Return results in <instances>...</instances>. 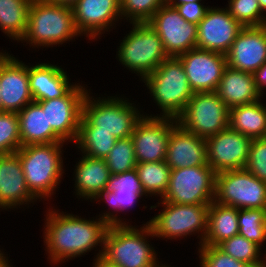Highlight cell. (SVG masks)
Wrapping results in <instances>:
<instances>
[{
	"instance_id": "obj_16",
	"label": "cell",
	"mask_w": 266,
	"mask_h": 267,
	"mask_svg": "<svg viewBox=\"0 0 266 267\" xmlns=\"http://www.w3.org/2000/svg\"><path fill=\"white\" fill-rule=\"evenodd\" d=\"M177 58L193 92H215L227 67L225 54L193 48Z\"/></svg>"
},
{
	"instance_id": "obj_20",
	"label": "cell",
	"mask_w": 266,
	"mask_h": 267,
	"mask_svg": "<svg viewBox=\"0 0 266 267\" xmlns=\"http://www.w3.org/2000/svg\"><path fill=\"white\" fill-rule=\"evenodd\" d=\"M227 66L254 73L266 63V25L243 27L225 54Z\"/></svg>"
},
{
	"instance_id": "obj_21",
	"label": "cell",
	"mask_w": 266,
	"mask_h": 267,
	"mask_svg": "<svg viewBox=\"0 0 266 267\" xmlns=\"http://www.w3.org/2000/svg\"><path fill=\"white\" fill-rule=\"evenodd\" d=\"M165 161L171 170L208 165L206 140L177 123L168 138Z\"/></svg>"
},
{
	"instance_id": "obj_31",
	"label": "cell",
	"mask_w": 266,
	"mask_h": 267,
	"mask_svg": "<svg viewBox=\"0 0 266 267\" xmlns=\"http://www.w3.org/2000/svg\"><path fill=\"white\" fill-rule=\"evenodd\" d=\"M218 247L237 261L251 267H266V257L262 259L261 247L239 234L224 240ZM262 259V260H261Z\"/></svg>"
},
{
	"instance_id": "obj_12",
	"label": "cell",
	"mask_w": 266,
	"mask_h": 267,
	"mask_svg": "<svg viewBox=\"0 0 266 267\" xmlns=\"http://www.w3.org/2000/svg\"><path fill=\"white\" fill-rule=\"evenodd\" d=\"M162 40L168 57H178L196 48L197 24L187 22L168 2L148 21Z\"/></svg>"
},
{
	"instance_id": "obj_42",
	"label": "cell",
	"mask_w": 266,
	"mask_h": 267,
	"mask_svg": "<svg viewBox=\"0 0 266 267\" xmlns=\"http://www.w3.org/2000/svg\"><path fill=\"white\" fill-rule=\"evenodd\" d=\"M201 1L188 2L180 5H171L175 7L179 14L189 23L199 24L205 17L209 7L200 3Z\"/></svg>"
},
{
	"instance_id": "obj_37",
	"label": "cell",
	"mask_w": 266,
	"mask_h": 267,
	"mask_svg": "<svg viewBox=\"0 0 266 267\" xmlns=\"http://www.w3.org/2000/svg\"><path fill=\"white\" fill-rule=\"evenodd\" d=\"M165 3V0H120L122 19L130 23L148 22L154 13Z\"/></svg>"
},
{
	"instance_id": "obj_7",
	"label": "cell",
	"mask_w": 266,
	"mask_h": 267,
	"mask_svg": "<svg viewBox=\"0 0 266 267\" xmlns=\"http://www.w3.org/2000/svg\"><path fill=\"white\" fill-rule=\"evenodd\" d=\"M133 28L118 48V59L143 80L168 58L162 40L148 22L131 23Z\"/></svg>"
},
{
	"instance_id": "obj_5",
	"label": "cell",
	"mask_w": 266,
	"mask_h": 267,
	"mask_svg": "<svg viewBox=\"0 0 266 267\" xmlns=\"http://www.w3.org/2000/svg\"><path fill=\"white\" fill-rule=\"evenodd\" d=\"M78 35L70 6L33 0L28 12L27 29L20 41H28L27 44L34 47H52Z\"/></svg>"
},
{
	"instance_id": "obj_3",
	"label": "cell",
	"mask_w": 266,
	"mask_h": 267,
	"mask_svg": "<svg viewBox=\"0 0 266 267\" xmlns=\"http://www.w3.org/2000/svg\"><path fill=\"white\" fill-rule=\"evenodd\" d=\"M89 95L87 92L82 105L79 131H105L116 139H123L131 136L144 116L134 103L124 98L112 96L94 100Z\"/></svg>"
},
{
	"instance_id": "obj_15",
	"label": "cell",
	"mask_w": 266,
	"mask_h": 267,
	"mask_svg": "<svg viewBox=\"0 0 266 267\" xmlns=\"http://www.w3.org/2000/svg\"><path fill=\"white\" fill-rule=\"evenodd\" d=\"M205 140L207 163L216 174L245 169L251 138L228 127Z\"/></svg>"
},
{
	"instance_id": "obj_23",
	"label": "cell",
	"mask_w": 266,
	"mask_h": 267,
	"mask_svg": "<svg viewBox=\"0 0 266 267\" xmlns=\"http://www.w3.org/2000/svg\"><path fill=\"white\" fill-rule=\"evenodd\" d=\"M28 75L34 102L62 97L74 86L62 68L49 63L28 66Z\"/></svg>"
},
{
	"instance_id": "obj_48",
	"label": "cell",
	"mask_w": 266,
	"mask_h": 267,
	"mask_svg": "<svg viewBox=\"0 0 266 267\" xmlns=\"http://www.w3.org/2000/svg\"><path fill=\"white\" fill-rule=\"evenodd\" d=\"M261 10L266 12V0H258Z\"/></svg>"
},
{
	"instance_id": "obj_29",
	"label": "cell",
	"mask_w": 266,
	"mask_h": 267,
	"mask_svg": "<svg viewBox=\"0 0 266 267\" xmlns=\"http://www.w3.org/2000/svg\"><path fill=\"white\" fill-rule=\"evenodd\" d=\"M33 0H0V29L10 39L20 41L27 29Z\"/></svg>"
},
{
	"instance_id": "obj_36",
	"label": "cell",
	"mask_w": 266,
	"mask_h": 267,
	"mask_svg": "<svg viewBox=\"0 0 266 267\" xmlns=\"http://www.w3.org/2000/svg\"><path fill=\"white\" fill-rule=\"evenodd\" d=\"M229 13L243 27L266 25V15L262 14L258 0H229Z\"/></svg>"
},
{
	"instance_id": "obj_26",
	"label": "cell",
	"mask_w": 266,
	"mask_h": 267,
	"mask_svg": "<svg viewBox=\"0 0 266 267\" xmlns=\"http://www.w3.org/2000/svg\"><path fill=\"white\" fill-rule=\"evenodd\" d=\"M76 195L90 201L101 191L107 189L111 173L105 159L82 155L75 169Z\"/></svg>"
},
{
	"instance_id": "obj_33",
	"label": "cell",
	"mask_w": 266,
	"mask_h": 267,
	"mask_svg": "<svg viewBox=\"0 0 266 267\" xmlns=\"http://www.w3.org/2000/svg\"><path fill=\"white\" fill-rule=\"evenodd\" d=\"M116 141L117 139L110 132L79 131L75 143L82 154L91 158L105 159Z\"/></svg>"
},
{
	"instance_id": "obj_11",
	"label": "cell",
	"mask_w": 266,
	"mask_h": 267,
	"mask_svg": "<svg viewBox=\"0 0 266 267\" xmlns=\"http://www.w3.org/2000/svg\"><path fill=\"white\" fill-rule=\"evenodd\" d=\"M229 108L215 92H194L178 123L201 138H209L228 128Z\"/></svg>"
},
{
	"instance_id": "obj_50",
	"label": "cell",
	"mask_w": 266,
	"mask_h": 267,
	"mask_svg": "<svg viewBox=\"0 0 266 267\" xmlns=\"http://www.w3.org/2000/svg\"><path fill=\"white\" fill-rule=\"evenodd\" d=\"M160 267H170V266L162 264Z\"/></svg>"
},
{
	"instance_id": "obj_40",
	"label": "cell",
	"mask_w": 266,
	"mask_h": 267,
	"mask_svg": "<svg viewBox=\"0 0 266 267\" xmlns=\"http://www.w3.org/2000/svg\"><path fill=\"white\" fill-rule=\"evenodd\" d=\"M141 195L135 191H110L105 189L104 191L99 192L93 200L98 199L105 200L110 207L113 208V211H124L128 207L134 205L138 201Z\"/></svg>"
},
{
	"instance_id": "obj_27",
	"label": "cell",
	"mask_w": 266,
	"mask_h": 267,
	"mask_svg": "<svg viewBox=\"0 0 266 267\" xmlns=\"http://www.w3.org/2000/svg\"><path fill=\"white\" fill-rule=\"evenodd\" d=\"M257 102L229 109L228 127L251 139L266 136V105Z\"/></svg>"
},
{
	"instance_id": "obj_28",
	"label": "cell",
	"mask_w": 266,
	"mask_h": 267,
	"mask_svg": "<svg viewBox=\"0 0 266 267\" xmlns=\"http://www.w3.org/2000/svg\"><path fill=\"white\" fill-rule=\"evenodd\" d=\"M238 233V209L215 201L209 204L207 232L202 245L218 246Z\"/></svg>"
},
{
	"instance_id": "obj_41",
	"label": "cell",
	"mask_w": 266,
	"mask_h": 267,
	"mask_svg": "<svg viewBox=\"0 0 266 267\" xmlns=\"http://www.w3.org/2000/svg\"><path fill=\"white\" fill-rule=\"evenodd\" d=\"M107 189L114 191H135L141 196H147L143 191L136 169L125 173L111 175Z\"/></svg>"
},
{
	"instance_id": "obj_13",
	"label": "cell",
	"mask_w": 266,
	"mask_h": 267,
	"mask_svg": "<svg viewBox=\"0 0 266 267\" xmlns=\"http://www.w3.org/2000/svg\"><path fill=\"white\" fill-rule=\"evenodd\" d=\"M75 84L64 96L36 102L46 110L47 125L65 142H76L82 116V105L88 92Z\"/></svg>"
},
{
	"instance_id": "obj_35",
	"label": "cell",
	"mask_w": 266,
	"mask_h": 267,
	"mask_svg": "<svg viewBox=\"0 0 266 267\" xmlns=\"http://www.w3.org/2000/svg\"><path fill=\"white\" fill-rule=\"evenodd\" d=\"M20 148L18 114L16 112H0V155L16 153Z\"/></svg>"
},
{
	"instance_id": "obj_45",
	"label": "cell",
	"mask_w": 266,
	"mask_h": 267,
	"mask_svg": "<svg viewBox=\"0 0 266 267\" xmlns=\"http://www.w3.org/2000/svg\"><path fill=\"white\" fill-rule=\"evenodd\" d=\"M94 263H93V267H116L113 264L108 263L107 261H105L102 257H96L94 259Z\"/></svg>"
},
{
	"instance_id": "obj_39",
	"label": "cell",
	"mask_w": 266,
	"mask_h": 267,
	"mask_svg": "<svg viewBox=\"0 0 266 267\" xmlns=\"http://www.w3.org/2000/svg\"><path fill=\"white\" fill-rule=\"evenodd\" d=\"M245 169L266 183V139H252Z\"/></svg>"
},
{
	"instance_id": "obj_9",
	"label": "cell",
	"mask_w": 266,
	"mask_h": 267,
	"mask_svg": "<svg viewBox=\"0 0 266 267\" xmlns=\"http://www.w3.org/2000/svg\"><path fill=\"white\" fill-rule=\"evenodd\" d=\"M214 201L237 209H266V183L246 169L217 173Z\"/></svg>"
},
{
	"instance_id": "obj_34",
	"label": "cell",
	"mask_w": 266,
	"mask_h": 267,
	"mask_svg": "<svg viewBox=\"0 0 266 267\" xmlns=\"http://www.w3.org/2000/svg\"><path fill=\"white\" fill-rule=\"evenodd\" d=\"M105 162L111 175H117L135 169L137 162L131 136L117 139L110 153L105 158Z\"/></svg>"
},
{
	"instance_id": "obj_47",
	"label": "cell",
	"mask_w": 266,
	"mask_h": 267,
	"mask_svg": "<svg viewBox=\"0 0 266 267\" xmlns=\"http://www.w3.org/2000/svg\"><path fill=\"white\" fill-rule=\"evenodd\" d=\"M195 1H202V0H168L167 2L170 5H180L188 2H195Z\"/></svg>"
},
{
	"instance_id": "obj_8",
	"label": "cell",
	"mask_w": 266,
	"mask_h": 267,
	"mask_svg": "<svg viewBox=\"0 0 266 267\" xmlns=\"http://www.w3.org/2000/svg\"><path fill=\"white\" fill-rule=\"evenodd\" d=\"M164 208L149 222L155 237L176 239L187 235L200 234L199 245L202 246L208 221L209 204H177L162 202Z\"/></svg>"
},
{
	"instance_id": "obj_49",
	"label": "cell",
	"mask_w": 266,
	"mask_h": 267,
	"mask_svg": "<svg viewBox=\"0 0 266 267\" xmlns=\"http://www.w3.org/2000/svg\"><path fill=\"white\" fill-rule=\"evenodd\" d=\"M0 112H1V85H0Z\"/></svg>"
},
{
	"instance_id": "obj_14",
	"label": "cell",
	"mask_w": 266,
	"mask_h": 267,
	"mask_svg": "<svg viewBox=\"0 0 266 267\" xmlns=\"http://www.w3.org/2000/svg\"><path fill=\"white\" fill-rule=\"evenodd\" d=\"M177 119L163 116H143L131 134L137 164L165 161L168 138Z\"/></svg>"
},
{
	"instance_id": "obj_19",
	"label": "cell",
	"mask_w": 266,
	"mask_h": 267,
	"mask_svg": "<svg viewBox=\"0 0 266 267\" xmlns=\"http://www.w3.org/2000/svg\"><path fill=\"white\" fill-rule=\"evenodd\" d=\"M71 8L77 32L89 40L108 32L117 19H122L120 0H78Z\"/></svg>"
},
{
	"instance_id": "obj_1",
	"label": "cell",
	"mask_w": 266,
	"mask_h": 267,
	"mask_svg": "<svg viewBox=\"0 0 266 267\" xmlns=\"http://www.w3.org/2000/svg\"><path fill=\"white\" fill-rule=\"evenodd\" d=\"M114 213H103L98 219L87 220L77 215L48 210L44 227V243L52 263H64L98 246L103 247L110 225H128ZM118 218V219H117ZM84 253V254H83Z\"/></svg>"
},
{
	"instance_id": "obj_30",
	"label": "cell",
	"mask_w": 266,
	"mask_h": 267,
	"mask_svg": "<svg viewBox=\"0 0 266 267\" xmlns=\"http://www.w3.org/2000/svg\"><path fill=\"white\" fill-rule=\"evenodd\" d=\"M143 191L162 198L167 191L171 168L166 161L138 163L135 167Z\"/></svg>"
},
{
	"instance_id": "obj_44",
	"label": "cell",
	"mask_w": 266,
	"mask_h": 267,
	"mask_svg": "<svg viewBox=\"0 0 266 267\" xmlns=\"http://www.w3.org/2000/svg\"><path fill=\"white\" fill-rule=\"evenodd\" d=\"M42 2L48 4H56V5H66L73 6L78 0H41Z\"/></svg>"
},
{
	"instance_id": "obj_43",
	"label": "cell",
	"mask_w": 266,
	"mask_h": 267,
	"mask_svg": "<svg viewBox=\"0 0 266 267\" xmlns=\"http://www.w3.org/2000/svg\"><path fill=\"white\" fill-rule=\"evenodd\" d=\"M255 85L261 96L264 94L263 90L266 88V63L263 64L258 70L254 73Z\"/></svg>"
},
{
	"instance_id": "obj_2",
	"label": "cell",
	"mask_w": 266,
	"mask_h": 267,
	"mask_svg": "<svg viewBox=\"0 0 266 267\" xmlns=\"http://www.w3.org/2000/svg\"><path fill=\"white\" fill-rule=\"evenodd\" d=\"M148 236L154 238L149 224H144L140 229L130 224L110 225L97 258L102 257L116 267H160L162 263L148 243Z\"/></svg>"
},
{
	"instance_id": "obj_10",
	"label": "cell",
	"mask_w": 266,
	"mask_h": 267,
	"mask_svg": "<svg viewBox=\"0 0 266 267\" xmlns=\"http://www.w3.org/2000/svg\"><path fill=\"white\" fill-rule=\"evenodd\" d=\"M216 173L209 166L171 170L167 191L161 202L211 204L215 200Z\"/></svg>"
},
{
	"instance_id": "obj_24",
	"label": "cell",
	"mask_w": 266,
	"mask_h": 267,
	"mask_svg": "<svg viewBox=\"0 0 266 267\" xmlns=\"http://www.w3.org/2000/svg\"><path fill=\"white\" fill-rule=\"evenodd\" d=\"M218 97L229 109L257 102L261 95L255 85L254 74L229 68L224 69L215 90Z\"/></svg>"
},
{
	"instance_id": "obj_4",
	"label": "cell",
	"mask_w": 266,
	"mask_h": 267,
	"mask_svg": "<svg viewBox=\"0 0 266 267\" xmlns=\"http://www.w3.org/2000/svg\"><path fill=\"white\" fill-rule=\"evenodd\" d=\"M63 143L22 146L19 156L29 191L37 198L52 197L64 173Z\"/></svg>"
},
{
	"instance_id": "obj_46",
	"label": "cell",
	"mask_w": 266,
	"mask_h": 267,
	"mask_svg": "<svg viewBox=\"0 0 266 267\" xmlns=\"http://www.w3.org/2000/svg\"><path fill=\"white\" fill-rule=\"evenodd\" d=\"M7 258V259H6ZM8 257L5 256L4 252L0 255V267H11L9 264Z\"/></svg>"
},
{
	"instance_id": "obj_22",
	"label": "cell",
	"mask_w": 266,
	"mask_h": 267,
	"mask_svg": "<svg viewBox=\"0 0 266 267\" xmlns=\"http://www.w3.org/2000/svg\"><path fill=\"white\" fill-rule=\"evenodd\" d=\"M36 200L27 187L19 156L0 155V208L13 209Z\"/></svg>"
},
{
	"instance_id": "obj_32",
	"label": "cell",
	"mask_w": 266,
	"mask_h": 267,
	"mask_svg": "<svg viewBox=\"0 0 266 267\" xmlns=\"http://www.w3.org/2000/svg\"><path fill=\"white\" fill-rule=\"evenodd\" d=\"M239 235L258 246L266 241V209H238Z\"/></svg>"
},
{
	"instance_id": "obj_6",
	"label": "cell",
	"mask_w": 266,
	"mask_h": 267,
	"mask_svg": "<svg viewBox=\"0 0 266 267\" xmlns=\"http://www.w3.org/2000/svg\"><path fill=\"white\" fill-rule=\"evenodd\" d=\"M143 82L163 112L159 116L163 117L177 119L194 94L177 57L165 59Z\"/></svg>"
},
{
	"instance_id": "obj_17",
	"label": "cell",
	"mask_w": 266,
	"mask_h": 267,
	"mask_svg": "<svg viewBox=\"0 0 266 267\" xmlns=\"http://www.w3.org/2000/svg\"><path fill=\"white\" fill-rule=\"evenodd\" d=\"M1 112L18 113L34 101L29 86L28 65L0 52Z\"/></svg>"
},
{
	"instance_id": "obj_25",
	"label": "cell",
	"mask_w": 266,
	"mask_h": 267,
	"mask_svg": "<svg viewBox=\"0 0 266 267\" xmlns=\"http://www.w3.org/2000/svg\"><path fill=\"white\" fill-rule=\"evenodd\" d=\"M21 147L25 145H39L50 143H64V141L47 125L46 110L36 103L27 104L18 113Z\"/></svg>"
},
{
	"instance_id": "obj_18",
	"label": "cell",
	"mask_w": 266,
	"mask_h": 267,
	"mask_svg": "<svg viewBox=\"0 0 266 267\" xmlns=\"http://www.w3.org/2000/svg\"><path fill=\"white\" fill-rule=\"evenodd\" d=\"M243 28L227 8H209L197 25L196 48L226 54Z\"/></svg>"
},
{
	"instance_id": "obj_38",
	"label": "cell",
	"mask_w": 266,
	"mask_h": 267,
	"mask_svg": "<svg viewBox=\"0 0 266 267\" xmlns=\"http://www.w3.org/2000/svg\"><path fill=\"white\" fill-rule=\"evenodd\" d=\"M198 250L201 267H251L229 256L218 246L202 245Z\"/></svg>"
}]
</instances>
